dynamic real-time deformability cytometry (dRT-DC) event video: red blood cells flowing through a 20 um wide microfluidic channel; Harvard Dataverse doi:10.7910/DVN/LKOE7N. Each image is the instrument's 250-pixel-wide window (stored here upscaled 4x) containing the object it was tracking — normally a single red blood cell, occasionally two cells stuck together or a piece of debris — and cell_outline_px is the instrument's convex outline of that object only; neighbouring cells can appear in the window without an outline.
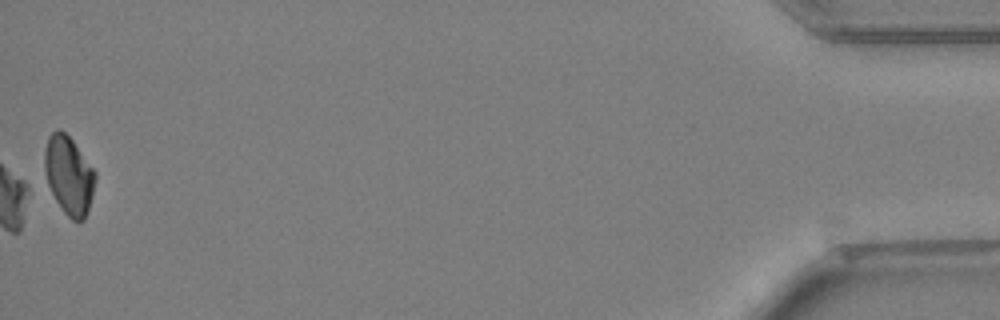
{"species": "Egyptian fruit bat (a non-hibernating species)", "species_latin": "Rousettus aegyptiacus", "temperature_condition": "warm", "stored_images_in_passage": 46, "camera_frame_rate_fps": 3000, "um_per_image_px": 0.085, "animal": {"sex": "female"}, "frame": {"image": 1, "passage_image": 46, "time_ms": 15.0, "image_size_px": [1000, 320], "cell_outline_px": [[96, 180], [92, 196], [84, 220], [72, 220], [64, 212], [44, 184], [44, 148], [48, 136], [56, 128], [60, 128], [72, 140], [96, 172]], "centroid_in_image_um": [5.8, 14.88], "position_along_channel_um": 429.4, "area_um2": 23.52}, "authors_computed_cell_mechanics": {"area_um2": 21.2415, "velocity_mm_per_s": 3.8243, "shape_relaxation_time_tau1_ms": 6.0019, "shape_relaxation_time_tau2_ms": null, "deformation_change_tau1": 0.2194, "deformation_change_tau2": null}}